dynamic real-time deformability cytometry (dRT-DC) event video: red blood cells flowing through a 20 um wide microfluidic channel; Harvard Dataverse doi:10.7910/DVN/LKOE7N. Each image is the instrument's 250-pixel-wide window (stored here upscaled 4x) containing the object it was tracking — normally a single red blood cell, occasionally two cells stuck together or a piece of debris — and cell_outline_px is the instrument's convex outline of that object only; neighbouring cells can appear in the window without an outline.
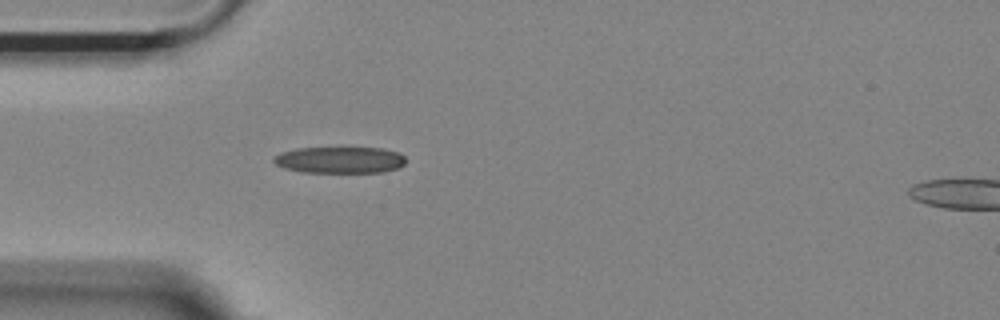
{"species": "Egyptian fruit bat (a non-hibernating species)", "species_latin": "Rousettus aegyptiacus", "temperature_condition": "room temperature", "stored_images_in_passage": 34, "camera_frame_rate_fps": 3000, "um_per_image_px": 0.085, "animal": {"sex": "female"}, "frame": {"image": 1, "passage_image": 1, "time_ms": 0.0, "image_size_px": [1000, 320], "cell_outline_px": [[404, 164], [400, 168], [384, 172], [304, 172], [284, 168], [276, 164], [272, 160], [272, 156], [280, 152], [296, 148], [340, 144], [384, 148], [400, 152], [404, 156]], "centroid_in_image_um": [28.89, 13.52], "position_along_channel_um": 56.1, "area_um2": 21.85}}
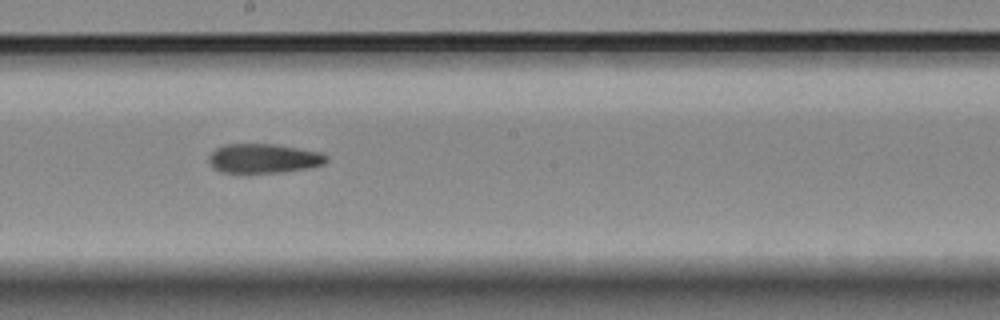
{"frame": {"image": 2, "passage_image": 15, "time_ms": 4.667, "image_size_px": [1000, 320], "cell_outline_px": [[328, 160], [324, 164], [312, 168], [284, 172], [248, 176], [220, 172], [212, 168], [208, 160], [208, 156], [216, 148], [224, 144], [276, 144], [320, 152], [328, 156]], "centroid_in_image_um": [22.37, 13.52], "position_along_channel_um": 225.8, "area_um2": 21.21}}
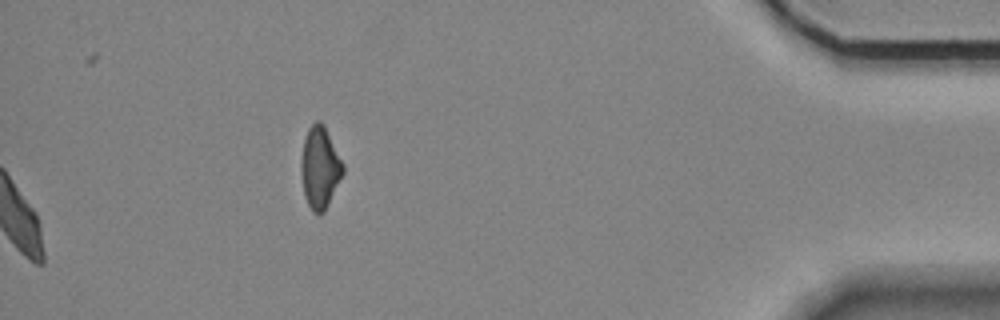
{"frame": {"image": 3, "passage_image": 34, "time_ms": 11.0, "image_size_px": [1000, 320], "cell_outline_px": [[344, 172], [324, 212], [312, 212], [304, 196], [300, 168], [300, 164], [304, 140], [308, 128], [316, 120], [320, 120], [324, 124], [344, 164]], "centroid_in_image_um": [27.19, 14.21], "position_along_channel_um": 408.0, "area_um2": 19.94}, "authors_computed_cell_mechanics": {"area_um2": 21.0103, "velocity_mm_per_s": 3.7007, "shape_relaxation_time_tau1_ms": null, "shape_relaxation_time_tau2_ms": 10.6774, "deformation_change_tau1": null, "deformation_change_tau2": 0.2148}}